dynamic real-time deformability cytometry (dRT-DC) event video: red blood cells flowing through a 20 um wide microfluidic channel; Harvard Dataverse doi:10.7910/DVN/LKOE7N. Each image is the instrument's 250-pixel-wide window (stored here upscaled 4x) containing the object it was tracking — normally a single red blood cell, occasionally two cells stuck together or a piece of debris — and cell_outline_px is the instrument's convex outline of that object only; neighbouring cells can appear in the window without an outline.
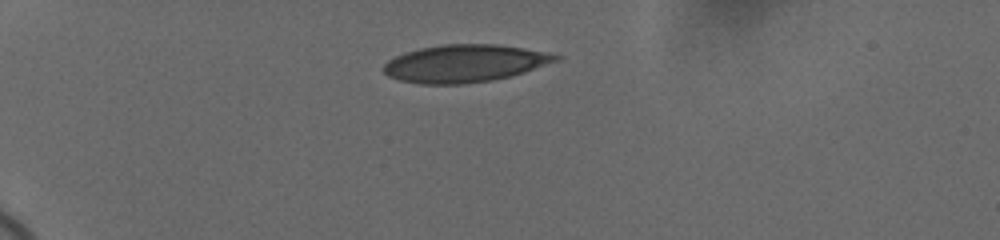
{"species": "human", "species_latin": "Homo sapiens", "temperature_condition": "cold", "stored_images_in_passage": 12, "camera_frame_rate_fps": 3000, "um_per_image_px": 0.085, "donor": {"sex": "female"}, "frame": {"image": 1, "passage_image": 1, "time_ms": 0.0, "image_size_px": [1000, 240], "cell_outline_px": [[560, 60], [524, 72], [492, 80], [460, 84], [420, 84], [400, 80], [388, 76], [384, 72], [384, 64], [388, 60], [404, 52], [420, 48], [444, 44], [496, 44], [524, 48], [544, 52], [560, 56]], "centroid_in_image_um": [39.47, 5.39], "position_along_channel_um": 45.5, "area_um2": 37.4}}
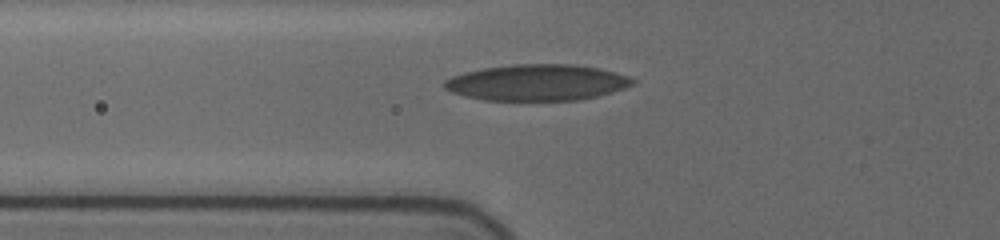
{"frame": {"image": 2, "passage_image": 8, "time_ms": 2.333, "image_size_px": [1000, 240], "cell_outline_px": [[636, 80], [632, 84], [624, 88], [612, 92], [596, 96], [576, 100], [484, 100], [464, 96], [452, 92], [444, 88], [444, 80], [452, 76], [464, 72], [484, 68], [512, 64], [576, 64], [600, 68], [616, 72], [628, 76]], "centroid_in_image_um": [45.64, 7.0], "position_along_channel_um": 80.2, "area_um2": 39.71}}
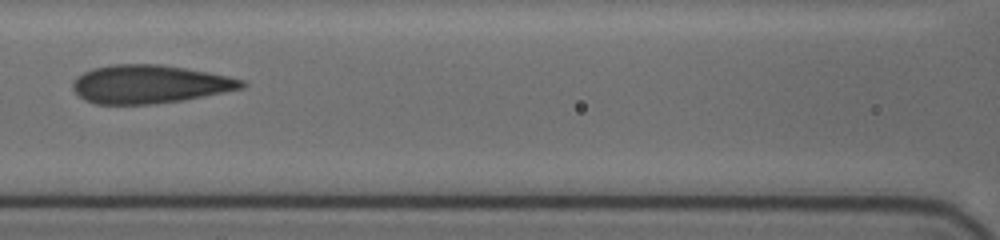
{"frame": {"image": 3, "passage_image": 11, "time_ms": 4.333, "image_size_px": [1000, 240], "cell_outline_px": [[248, 84], [244, 88], [180, 100], [148, 104], [96, 104], [84, 100], [72, 88], [72, 80], [76, 76], [92, 68], [112, 64], [160, 64], [184, 68], [228, 76], [244, 80]], "centroid_in_image_um": [12.67, 7.14], "position_along_channel_um": 153.9, "area_um2": 37.57}}